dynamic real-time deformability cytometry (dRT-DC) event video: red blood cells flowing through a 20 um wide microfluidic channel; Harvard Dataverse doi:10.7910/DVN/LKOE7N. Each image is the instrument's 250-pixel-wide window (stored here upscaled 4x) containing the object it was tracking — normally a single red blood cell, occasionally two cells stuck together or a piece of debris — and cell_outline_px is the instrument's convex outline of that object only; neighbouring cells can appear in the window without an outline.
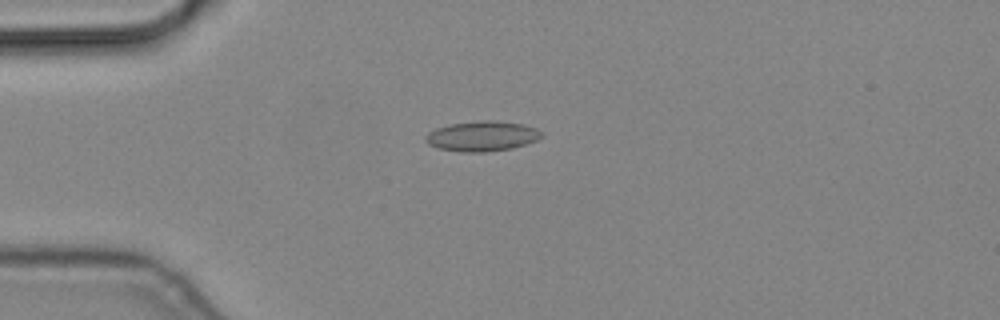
{"species": "common noctule bat (a hibernating species)", "species_latin": "Nyctalus noctula", "temperature_condition": "cold", "stored_images_in_passage": 3, "camera_frame_rate_fps": 3000, "um_per_image_px": 0.085, "animal": {"sex": "male", "body_mass_g": 19.2, "forearm_length_mm": 51.8}, "frame": {"image": 1, "passage_image": 1, "time_ms": 0.0, "image_size_px": [1000, 320], "cell_outline_px": [[544, 136], [536, 140], [512, 148], [484, 152], [460, 152], [440, 148], [428, 144], [424, 140], [424, 136], [428, 132], [436, 128], [452, 124], [480, 120], [496, 120], [524, 124], [536, 128], [544, 132]], "centroid_in_image_um": [40.99, 11.56], "position_along_channel_um": 44.0, "area_um2": 20.46}}
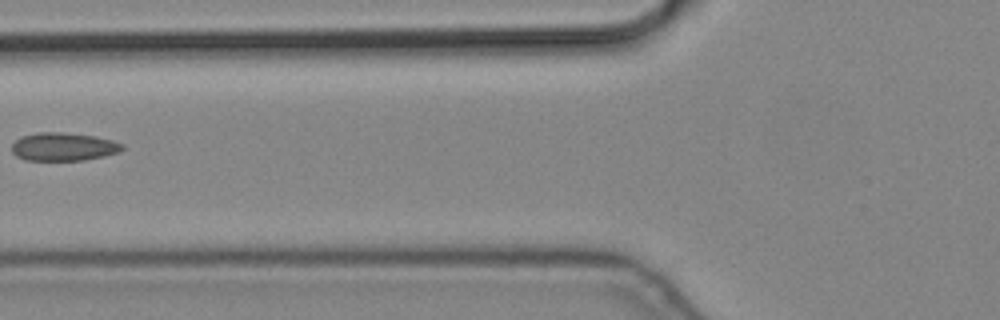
{"frame": {"image": 2, "passage_image": 3, "time_ms": 0.667, "image_size_px": [1000, 320], "cell_outline_px": [[124, 148], [120, 152], [104, 156], [84, 160], [24, 160], [16, 156], [12, 152], [12, 144], [20, 136], [40, 132], [60, 132], [96, 136], [112, 140], [124, 144]], "centroid_in_image_um": [5.4, 12.47], "position_along_channel_um": 120.4, "area_um2": 18.26}}